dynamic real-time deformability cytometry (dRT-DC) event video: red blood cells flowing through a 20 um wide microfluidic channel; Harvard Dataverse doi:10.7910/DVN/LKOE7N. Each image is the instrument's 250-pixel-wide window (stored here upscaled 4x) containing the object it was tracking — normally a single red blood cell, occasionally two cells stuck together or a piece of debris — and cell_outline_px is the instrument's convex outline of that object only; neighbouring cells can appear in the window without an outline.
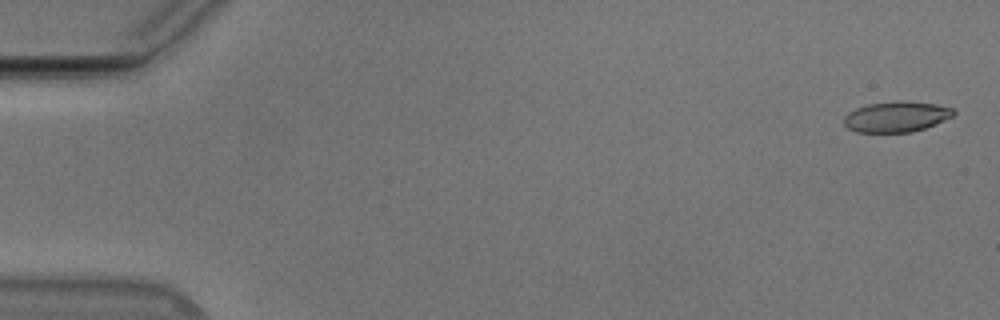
{"species": "Egyptian fruit bat (a non-hibernating species)", "species_latin": "Rousettus aegyptiacus", "temperature_condition": "cold", "stored_images_in_passage": 55, "camera_frame_rate_fps": 3000, "um_per_image_px": 0.085, "animal": {"sex": "male"}, "frame": {"image": 1, "passage_image": 2, "time_ms": 0.333, "image_size_px": [1000, 320], "cell_outline_px": [[956, 112], [952, 116], [936, 124], [912, 132], [856, 132], [848, 128], [844, 124], [844, 116], [848, 112], [856, 108], [868, 104], [900, 100], [936, 104], [952, 108]], "centroid_in_image_um": [76.18, 9.92], "position_along_channel_um": 8.8, "area_um2": 19.54}}
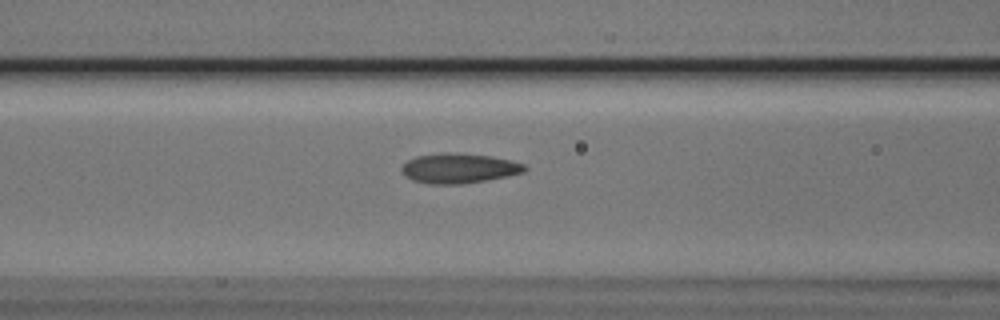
{"frame": {"image": 2, "passage_image": 23, "time_ms": 7.333, "image_size_px": [1000, 320], "cell_outline_px": [[528, 168], [524, 172], [508, 176], [464, 184], [428, 184], [412, 180], [404, 176], [400, 168], [408, 160], [416, 156], [444, 152], [448, 152], [492, 156], [512, 160], [524, 164]], "centroid_in_image_um": [39.01, 14.3], "position_along_channel_um": 127.6, "area_um2": 21.62}}
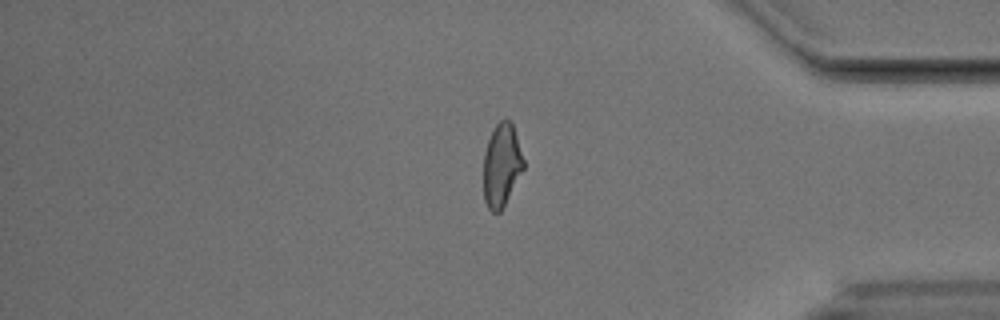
{"frame": {"image": 3, "passage_image": 46, "time_ms": 15.0, "image_size_px": [1000, 320], "cell_outline_px": [[524, 168], [500, 212], [492, 212], [488, 208], [484, 200], [484, 152], [488, 140], [496, 124], [500, 120], [508, 120], [512, 124], [524, 160]], "centroid_in_image_um": [42.63, 14.05], "position_along_channel_um": 392.6, "area_um2": 19.02}, "authors_computed_cell_mechanics": {"area_um2": 20.4612, "velocity_mm_per_s": 3.7766, "shape_relaxation_time_tau1_ms": 5.3821, "shape_relaxation_time_tau2_ms": 1.4206, "deformation_change_tau1": 0.1822, "deformation_change_tau2": 0.0897}}